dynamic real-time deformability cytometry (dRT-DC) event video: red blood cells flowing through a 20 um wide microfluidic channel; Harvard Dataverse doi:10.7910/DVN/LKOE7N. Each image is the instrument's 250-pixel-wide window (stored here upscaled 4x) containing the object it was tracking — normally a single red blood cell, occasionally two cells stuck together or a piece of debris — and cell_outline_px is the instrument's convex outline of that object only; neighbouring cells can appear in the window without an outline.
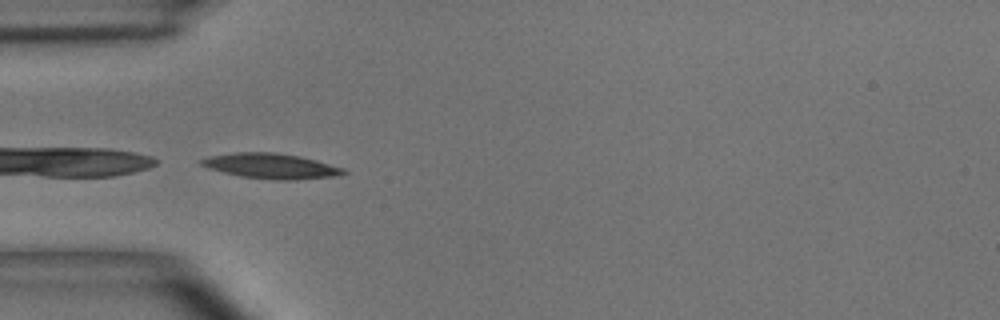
{"species": "common noctule bat (a hibernating species)", "species_latin": "Nyctalus noctula", "temperature_condition": "room temperature", "stored_images_in_passage": 5, "camera_frame_rate_fps": 3000, "um_per_image_px": 0.085, "animal": {"sex": "male", "body_mass_g": 15.6}, "frame": {"image": 1, "passage_image": 4, "time_ms": 4.333, "image_size_px": [1000, 320], "cell_outline_px": [[348, 172], [336, 176], [296, 180], [272, 180], [240, 176], [208, 168], [200, 164], [196, 160], [208, 156], [236, 152], [276, 152], [300, 156], [316, 160], [344, 168]], "centroid_in_image_um": [23.02, 14.11], "position_along_channel_um": 62.0, "area_um2": 21.1}}
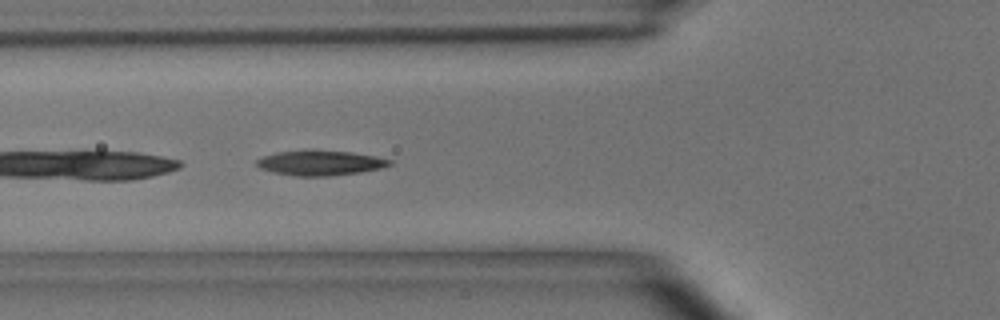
{"frame": {"image": 2, "passage_image": 5, "time_ms": 5.333, "image_size_px": [1000, 320], "cell_outline_px": [[392, 164], [380, 168], [360, 172], [328, 176], [296, 176], [272, 172], [260, 168], [256, 164], [256, 160], [264, 156], [276, 152], [304, 148], [312, 148], [352, 152], [376, 156], [392, 160]], "centroid_in_image_um": [27.19, 13.81], "position_along_channel_um": 98.6, "area_um2": 19.88}}